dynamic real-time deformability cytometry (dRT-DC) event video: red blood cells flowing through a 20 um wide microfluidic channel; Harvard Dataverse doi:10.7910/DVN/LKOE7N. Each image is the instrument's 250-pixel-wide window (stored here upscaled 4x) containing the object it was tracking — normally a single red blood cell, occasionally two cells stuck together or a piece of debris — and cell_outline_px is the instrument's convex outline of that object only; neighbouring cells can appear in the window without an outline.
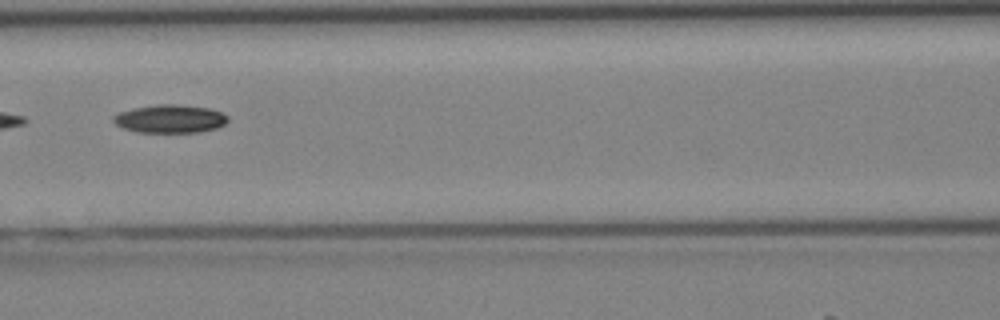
{"species": "Egyptian fruit bat (a non-hibernating species)", "species_latin": "Rousettus aegyptiacus", "temperature_condition": "cold", "stored_images_in_passage": 19, "camera_frame_rate_fps": 3000, "um_per_image_px": 0.085, "animal": {"sex": "female"}, "frame": {"image": 1, "passage_image": 14, "time_ms": 4.333, "image_size_px": [1000, 320], "cell_outline_px": [[228, 120], [224, 124], [216, 128], [200, 132], [136, 132], [124, 128], [116, 124], [112, 120], [112, 116], [120, 112], [132, 108], [160, 104], [176, 104], [208, 108], [224, 112], [228, 116]], "centroid_in_image_um": [14.46, 10.09], "position_along_channel_um": 152.1, "area_um2": 18.84}}